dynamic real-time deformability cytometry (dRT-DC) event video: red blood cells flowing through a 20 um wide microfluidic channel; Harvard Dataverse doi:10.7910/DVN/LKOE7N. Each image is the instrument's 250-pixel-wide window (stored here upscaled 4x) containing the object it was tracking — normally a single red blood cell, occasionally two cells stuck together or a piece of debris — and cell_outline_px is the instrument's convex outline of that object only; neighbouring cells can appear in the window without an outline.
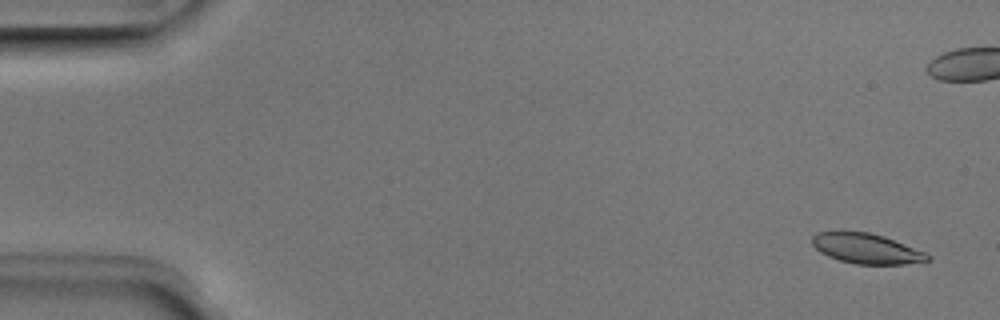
{"species": "Egyptian fruit bat (a non-hibernating species)", "species_latin": "Rousettus aegyptiacus", "temperature_condition": "room temperature", "stored_images_in_passage": 8, "camera_frame_rate_fps": 3000, "um_per_image_px": 0.085, "animal": {"sex": "male"}, "frame": {"image": 1, "passage_image": 1, "time_ms": 0.0, "image_size_px": [1000, 320], "cell_outline_px": [[932, 260], [904, 264], [856, 264], [840, 260], [828, 256], [820, 252], [812, 244], [812, 236], [816, 232], [868, 232], [884, 236], [924, 252], [932, 256]], "centroid_in_image_um": [73.65, 21.13], "position_along_channel_um": 11.3, "area_um2": 20.06}}
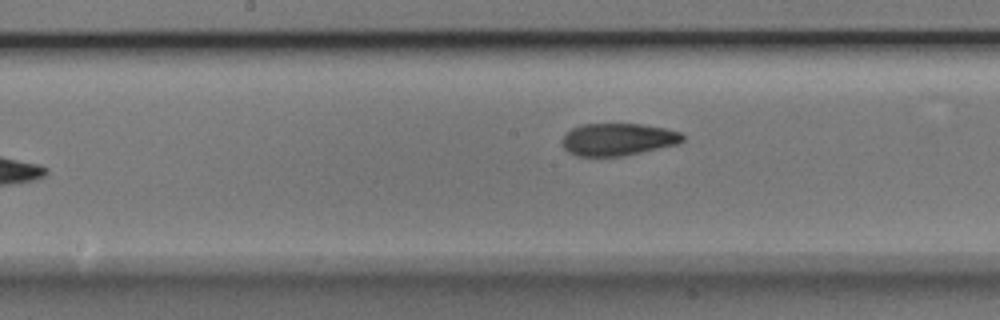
{"frame": {"image": 2, "passage_image": 8, "time_ms": 2.333, "image_size_px": [1000, 320], "cell_outline_px": [[684, 140], [676, 144], [624, 156], [576, 156], [568, 152], [564, 148], [560, 140], [572, 128], [584, 124], [644, 124], [664, 128], [680, 132], [684, 136]], "centroid_in_image_um": [52.5, 11.85], "position_along_channel_um": 195.7, "area_um2": 22.66}}